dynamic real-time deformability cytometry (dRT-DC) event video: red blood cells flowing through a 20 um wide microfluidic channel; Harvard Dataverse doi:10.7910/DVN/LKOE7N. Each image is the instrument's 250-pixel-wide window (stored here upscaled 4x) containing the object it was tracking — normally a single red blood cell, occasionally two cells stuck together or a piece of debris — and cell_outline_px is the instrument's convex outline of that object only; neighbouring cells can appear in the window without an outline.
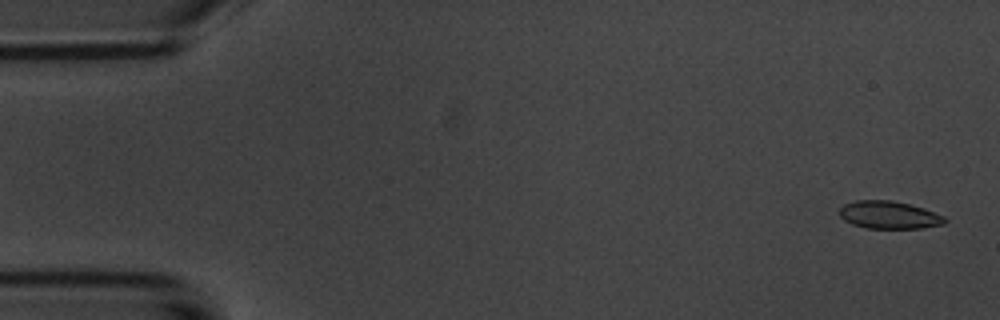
{"species": "common noctule bat (a hibernating species)", "species_latin": "Nyctalus noctula", "temperature_condition": "room temperature", "stored_images_in_passage": 5, "camera_frame_rate_fps": 3000, "um_per_image_px": 0.085, "animal": {"sex": "male", "body_mass_g": 20.1, "forearm_length_mm": 53.5}, "frame": {"image": 1, "passage_image": 1, "time_ms": 0.0, "image_size_px": [1000, 320], "cell_outline_px": [[948, 220], [944, 224], [924, 228], [868, 228], [852, 224], [844, 220], [836, 212], [844, 204], [856, 200], [892, 200], [924, 208], [944, 216]], "centroid_in_image_um": [75.56, 18.27], "position_along_channel_um": 9.4, "area_um2": 17.11}}
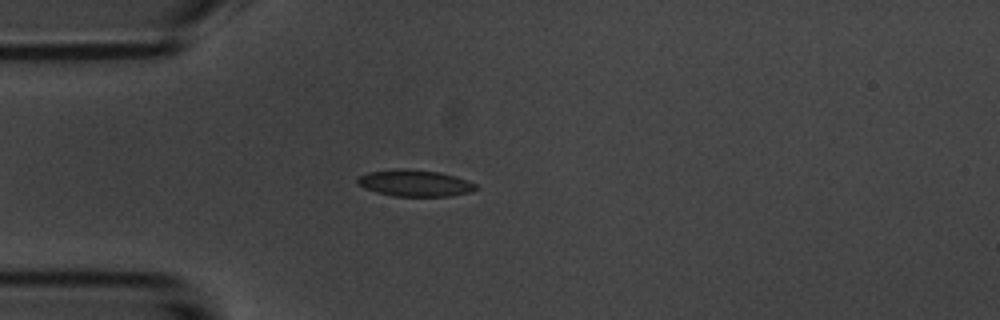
{"frame": {"image": 2, "passage_image": 5, "time_ms": 4.333, "image_size_px": [1000, 320], "cell_outline_px": [[480, 188], [472, 192], [448, 196], [392, 196], [376, 192], [364, 188], [356, 180], [360, 176], [368, 172], [396, 168], [408, 168], [440, 172], [456, 176], [468, 180], [476, 184]], "centroid_in_image_um": [35.3, 15.56], "position_along_channel_um": 49.7, "area_um2": 18.55}}